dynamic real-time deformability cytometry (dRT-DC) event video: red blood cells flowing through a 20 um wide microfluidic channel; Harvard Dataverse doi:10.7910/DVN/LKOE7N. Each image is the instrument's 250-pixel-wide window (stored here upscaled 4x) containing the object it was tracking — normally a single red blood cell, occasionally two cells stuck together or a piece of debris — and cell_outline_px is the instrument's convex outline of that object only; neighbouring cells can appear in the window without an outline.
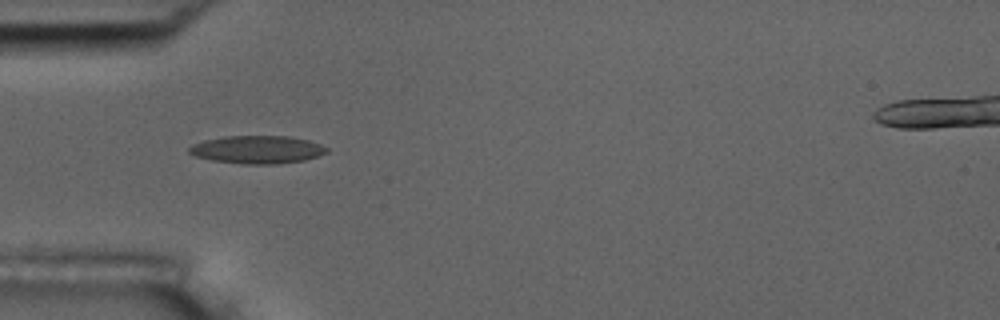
{"species": "common noctule bat (a hibernating species)", "species_latin": "Nyctalus noctula", "temperature_condition": "room temperature", "stored_images_in_passage": 4, "camera_frame_rate_fps": 3000, "um_per_image_px": 0.085, "animal": {"sex": "male", "body_mass_g": 17.5, "forearm_length_mm": 52.3}, "frame": {"image": 1, "passage_image": 1, "time_ms": 0.0, "image_size_px": [1000, 320], "cell_outline_px": [[328, 152], [304, 160], [272, 164], [240, 164], [212, 160], [196, 156], [188, 152], [188, 148], [192, 144], [204, 140], [224, 136], [288, 136], [308, 140], [320, 144], [328, 148]], "centroid_in_image_um": [21.84, 12.71], "position_along_channel_um": 63.2, "area_um2": 22.31}}
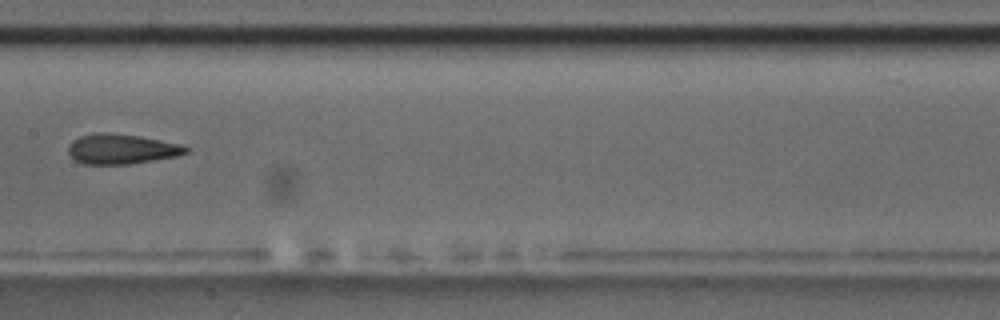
{"frame": {"image": 2, "passage_image": 4, "time_ms": 3.667, "image_size_px": [1000, 320], "cell_outline_px": [[192, 148], [188, 152], [180, 156], [128, 164], [84, 164], [76, 160], [68, 152], [68, 144], [72, 140], [80, 136], [96, 132], [112, 132], [140, 136], [184, 144]], "centroid_in_image_um": [10.39, 12.65], "position_along_channel_um": 197.0, "area_um2": 20.98}}